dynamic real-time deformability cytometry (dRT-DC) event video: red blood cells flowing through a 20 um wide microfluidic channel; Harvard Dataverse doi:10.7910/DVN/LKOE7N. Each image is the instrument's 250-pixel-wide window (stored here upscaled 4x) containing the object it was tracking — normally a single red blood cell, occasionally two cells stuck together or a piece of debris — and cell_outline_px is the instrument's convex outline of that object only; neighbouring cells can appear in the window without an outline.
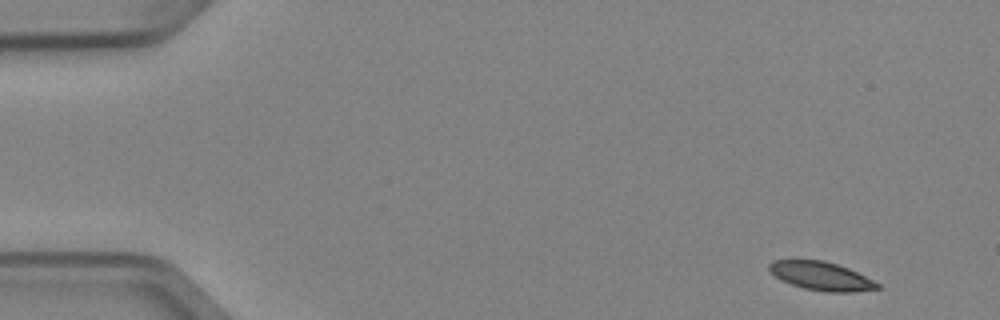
{"species": "Egyptian fruit bat (a non-hibernating species)", "species_latin": "Rousettus aegyptiacus", "temperature_condition": "cold", "stored_images_in_passage": 4, "camera_frame_rate_fps": 3000, "um_per_image_px": 0.085, "animal": {"sex": "female"}, "frame": {"image": 1, "passage_image": 1, "time_ms": 0.0, "image_size_px": [1000, 320], "cell_outline_px": [[880, 288], [852, 292], [828, 292], [804, 288], [780, 280], [768, 268], [768, 264], [772, 260], [792, 256], [824, 260], [848, 268], [880, 284]], "centroid_in_image_um": [69.69, 23.4], "position_along_channel_um": 15.3, "area_um2": 18.5}}
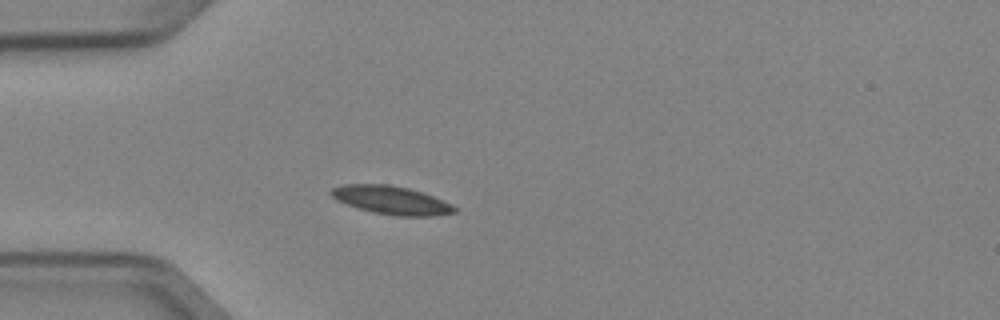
{"frame": {"image": 2, "passage_image": 4, "time_ms": 1.0, "image_size_px": [1000, 320], "cell_outline_px": [[456, 212], [436, 216], [400, 216], [372, 212], [336, 200], [328, 192], [332, 188], [344, 184], [388, 184], [408, 188], [424, 192], [452, 204], [456, 208]], "centroid_in_image_um": [33.28, 17.01], "position_along_channel_um": 51.7, "area_um2": 20.35}}